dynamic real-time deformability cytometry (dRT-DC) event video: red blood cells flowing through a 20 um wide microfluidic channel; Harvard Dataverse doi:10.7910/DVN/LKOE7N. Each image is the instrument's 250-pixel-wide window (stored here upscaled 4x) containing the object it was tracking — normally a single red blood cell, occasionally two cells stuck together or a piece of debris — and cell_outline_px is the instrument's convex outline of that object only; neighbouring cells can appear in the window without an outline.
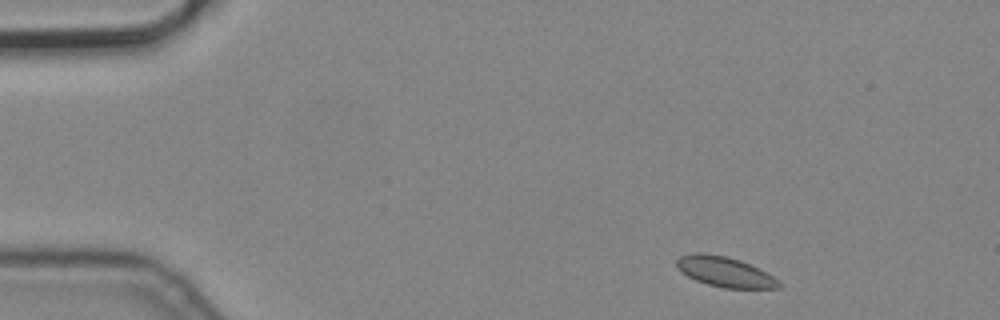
{"species": "common noctule bat (a hibernating species)", "species_latin": "Nyctalus noctula", "temperature_condition": "cold", "stored_images_in_passage": 8, "camera_frame_rate_fps": 3000, "um_per_image_px": 0.085, "animal": {"sex": "male", "body_mass_g": 19.2, "forearm_length_mm": 51.8}, "frame": {"image": 1, "passage_image": 1, "time_ms": 0.0, "image_size_px": [1000, 320], "cell_outline_px": [[780, 288], [724, 288], [708, 284], [696, 280], [680, 272], [676, 268], [676, 260], [680, 256], [696, 252], [704, 252], [728, 256], [740, 260], [772, 276], [780, 284]], "centroid_in_image_um": [61.53, 23.08], "position_along_channel_um": 23.5, "area_um2": 17.8}}
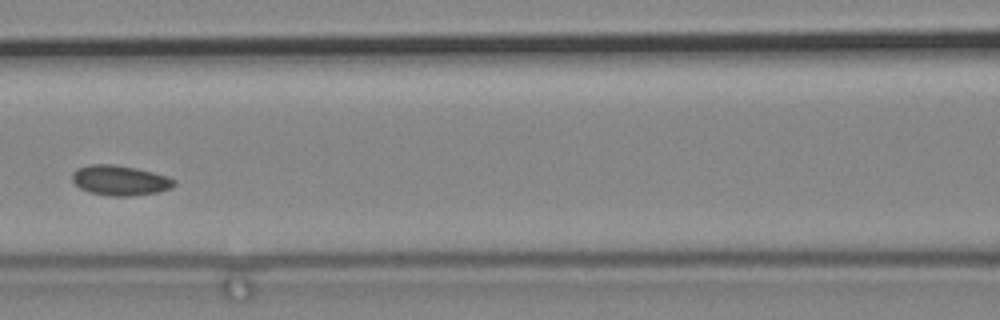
{"frame": {"image": 2, "passage_image": 6, "time_ms": 1.667, "image_size_px": [1000, 320], "cell_outline_px": [[176, 184], [172, 188], [160, 192], [132, 196], [108, 196], [88, 192], [80, 188], [72, 180], [72, 172], [76, 168], [88, 164], [112, 164], [136, 168], [168, 176], [176, 180]], "centroid_in_image_um": [10.2, 15.33], "position_along_channel_um": 156.4, "area_um2": 18.15}}
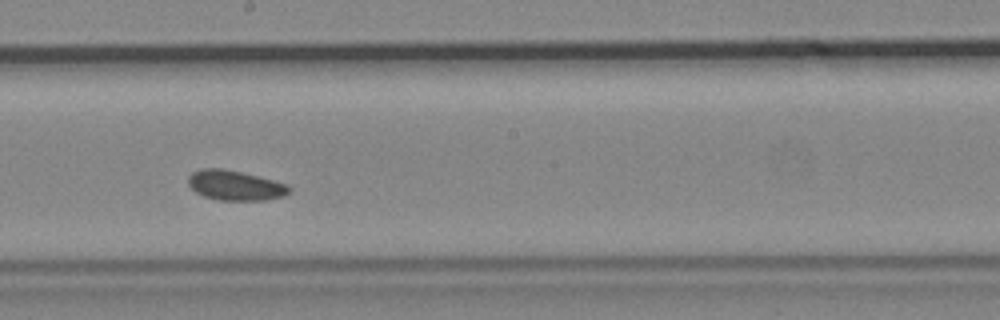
{"frame": {"image": 3, "passage_image": 8, "time_ms": 2.333, "image_size_px": [1000, 320], "cell_outline_px": [[292, 192], [284, 196], [264, 200], [220, 200], [204, 196], [196, 192], [188, 184], [188, 176], [192, 172], [200, 168], [224, 168], [288, 184], [292, 188]], "centroid_in_image_um": [20.0, 15.75], "position_along_channel_um": 228.2, "area_um2": 17.63}}